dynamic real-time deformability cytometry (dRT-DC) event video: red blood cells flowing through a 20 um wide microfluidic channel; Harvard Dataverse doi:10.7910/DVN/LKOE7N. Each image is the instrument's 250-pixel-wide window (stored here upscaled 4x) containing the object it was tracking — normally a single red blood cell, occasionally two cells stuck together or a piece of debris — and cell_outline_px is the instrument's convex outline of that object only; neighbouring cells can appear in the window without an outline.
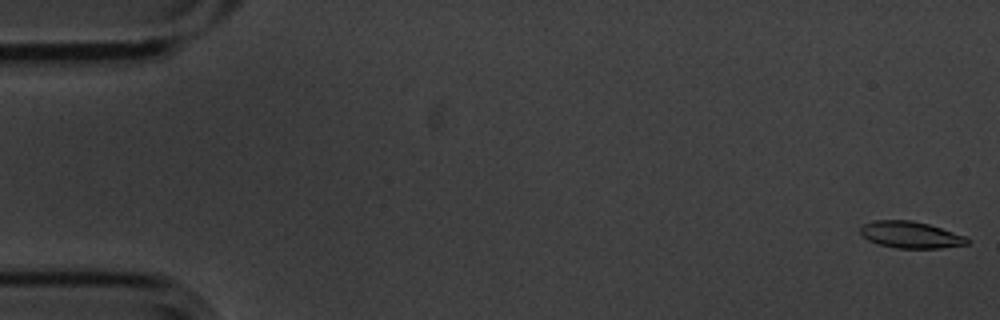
{"species": "common noctule bat (a hibernating species)", "species_latin": "Nyctalus noctula", "temperature_condition": "cold", "stored_images_in_passage": 3, "camera_frame_rate_fps": 3000, "um_per_image_px": 0.085, "animal": {"sex": "male", "body_mass_g": 20.1, "forearm_length_mm": 53.5}, "frame": {"image": 1, "passage_image": 1, "time_ms": 0.0, "image_size_px": [1000, 320], "cell_outline_px": [[968, 244], [940, 248], [896, 248], [880, 244], [868, 240], [860, 232], [860, 228], [864, 224], [876, 220], [912, 220], [928, 224], [964, 236], [968, 240]], "centroid_in_image_um": [77.38, 19.95], "position_along_channel_um": 7.6, "area_um2": 16.3}}